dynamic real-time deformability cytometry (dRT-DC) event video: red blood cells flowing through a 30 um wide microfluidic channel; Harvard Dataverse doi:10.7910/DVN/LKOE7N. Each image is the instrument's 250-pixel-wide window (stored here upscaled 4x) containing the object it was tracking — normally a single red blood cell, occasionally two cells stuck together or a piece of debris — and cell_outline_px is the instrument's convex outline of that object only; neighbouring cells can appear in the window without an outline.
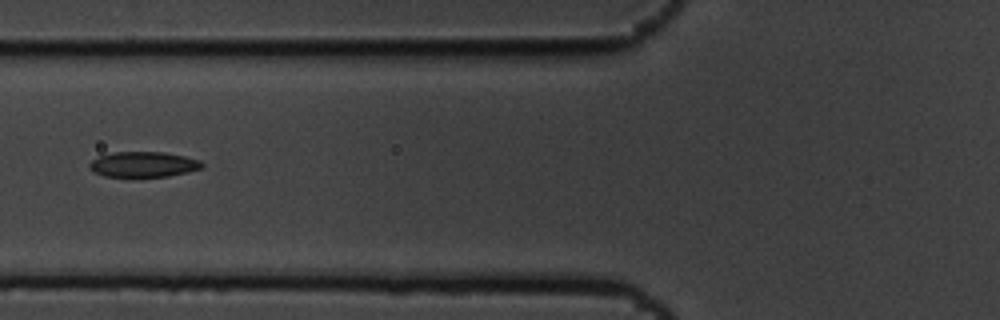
{"species": "common noctule bat (a hibernating species)", "species_latin": "Nyctalus noctula", "temperature_condition": "cold", "stored_images_in_passage": 9, "camera_frame_rate_fps": 3000, "um_per_image_px": 0.085, "animal": {"sex": "male", "body_mass_g": 19.5, "forearm_length_mm": 54.6}, "frame": {"image": 1, "passage_image": 2, "time_ms": 0.333, "image_size_px": [1000, 320], "cell_outline_px": [[204, 168], [188, 172], [168, 176], [104, 176], [92, 172], [88, 168], [88, 164], [92, 160], [100, 156], [112, 152], [164, 152], [184, 156], [200, 160], [204, 164]], "centroid_in_image_um": [12.19, 13.97], "position_along_channel_um": 113.6, "area_um2": 16.7}}
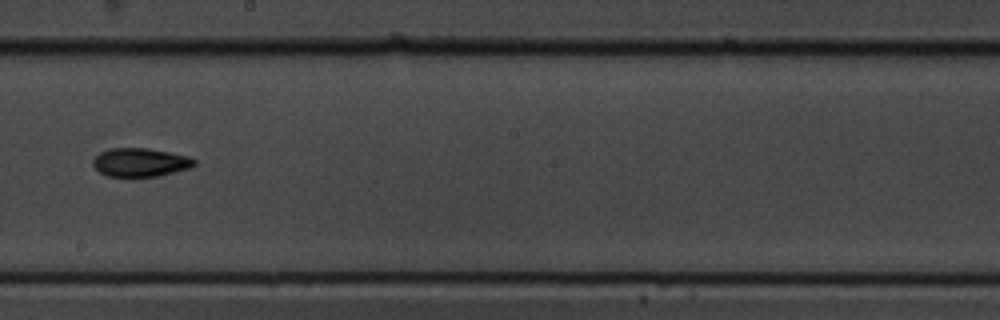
{"frame": {"image": 2, "passage_image": 5, "time_ms": 1.333, "image_size_px": [1000, 320], "cell_outline_px": [[196, 164], [192, 168], [156, 176], [132, 180], [104, 176], [92, 164], [92, 160], [100, 152], [108, 148], [148, 148], [188, 156], [196, 160]], "centroid_in_image_um": [11.89, 13.85], "position_along_channel_um": 236.3, "area_um2": 17.63}}
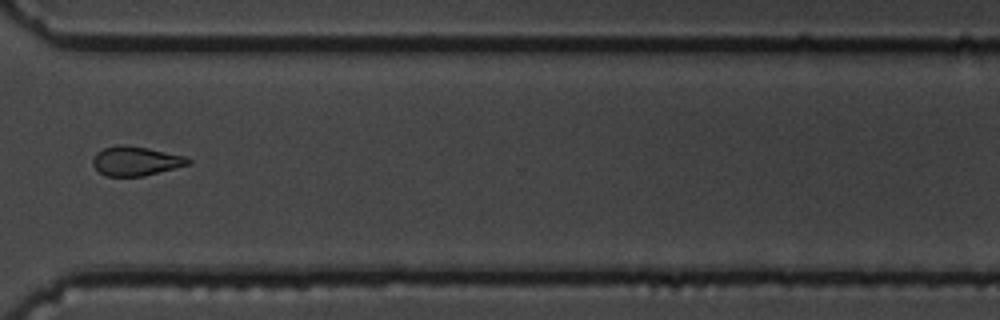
{"frame": {"image": 3, "passage_image": 8, "time_ms": 2.333, "image_size_px": [1000, 320], "cell_outline_px": [[192, 164], [144, 176], [104, 176], [92, 164], [92, 160], [96, 152], [104, 148], [120, 144], [148, 148], [184, 156], [192, 160]], "centroid_in_image_um": [11.55, 13.69], "position_along_channel_um": 359.1, "area_um2": 16.3}}